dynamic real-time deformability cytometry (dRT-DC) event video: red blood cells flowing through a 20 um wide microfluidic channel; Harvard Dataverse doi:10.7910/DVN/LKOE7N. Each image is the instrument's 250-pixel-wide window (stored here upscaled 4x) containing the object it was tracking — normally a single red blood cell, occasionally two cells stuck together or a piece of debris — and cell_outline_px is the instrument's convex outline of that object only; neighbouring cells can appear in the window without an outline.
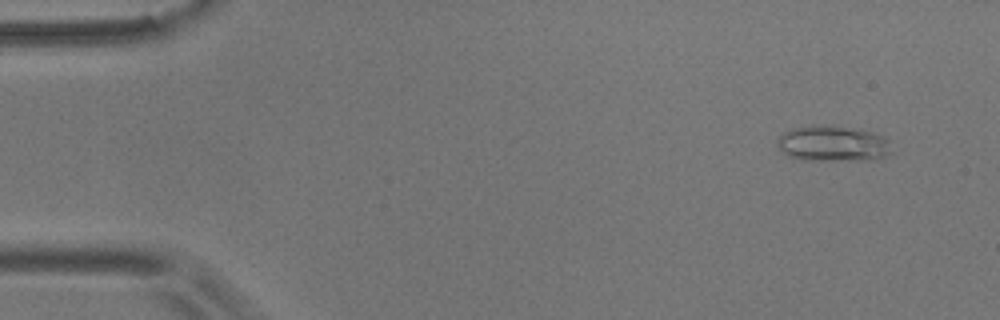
{"species": "common noctule bat (a hibernating species)", "species_latin": "Nyctalus noctula", "temperature_condition": "room temperature", "stored_images_in_passage": 49, "camera_frame_rate_fps": 3000, "um_per_image_px": 0.085, "animal": {"sex": "male", "body_mass_g": 17.9}, "frame": {"image": 1, "passage_image": 4, "time_ms": 1.0, "image_size_px": [1000, 320], "cell_outline_px": [[892, 152], [884, 156], [864, 160], [804, 160], [788, 156], [776, 144], [776, 140], [784, 132], [792, 128], [844, 128], [868, 132], [880, 136], [888, 140]], "centroid_in_image_um": [70.76, 12.27], "position_along_channel_um": 14.2, "area_um2": 22.54}}
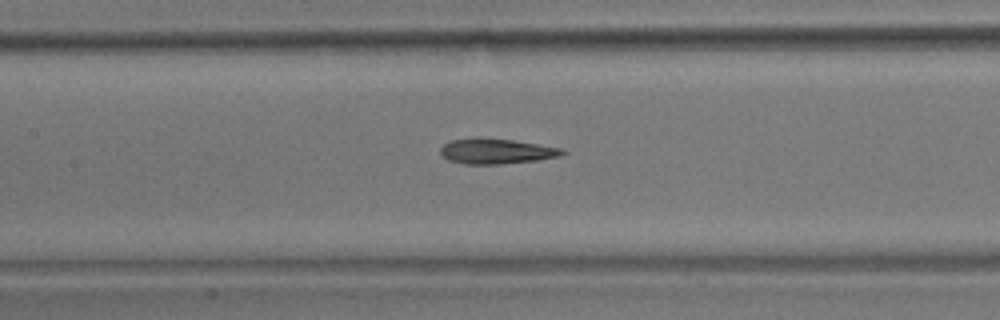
{"frame": {"image": 2, "passage_image": 25, "time_ms": 8.0, "image_size_px": [1000, 320], "cell_outline_px": [[568, 152], [560, 156], [536, 160], [500, 164], [464, 164], [448, 160], [440, 156], [440, 148], [444, 144], [452, 140], [476, 136], [480, 136], [512, 140], [560, 148]], "centroid_in_image_um": [42.12, 12.84], "position_along_channel_um": 165.3, "area_um2": 18.15}}
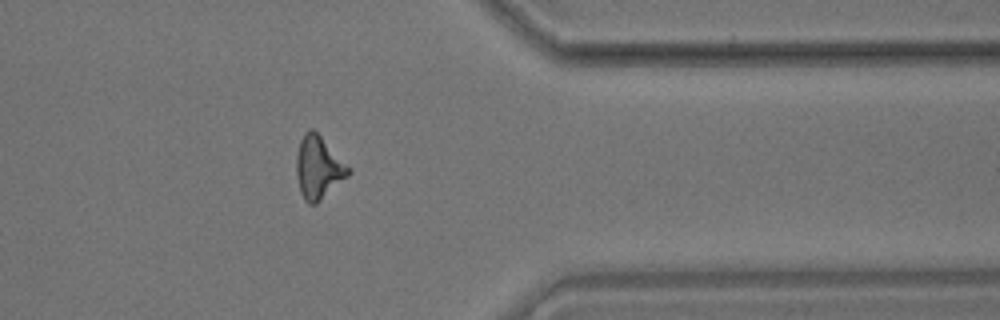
{"frame": {"image": 3, "passage_image": 44, "time_ms": 14.333, "image_size_px": [1000, 320], "cell_outline_px": [[352, 172], [348, 176], [316, 204], [308, 204], [304, 200], [300, 192], [296, 172], [296, 156], [300, 140], [304, 132], [308, 128], [312, 128], [320, 136]], "centroid_in_image_um": [27.02, 14.26], "position_along_channel_um": 384.4, "area_um2": 18.61}}